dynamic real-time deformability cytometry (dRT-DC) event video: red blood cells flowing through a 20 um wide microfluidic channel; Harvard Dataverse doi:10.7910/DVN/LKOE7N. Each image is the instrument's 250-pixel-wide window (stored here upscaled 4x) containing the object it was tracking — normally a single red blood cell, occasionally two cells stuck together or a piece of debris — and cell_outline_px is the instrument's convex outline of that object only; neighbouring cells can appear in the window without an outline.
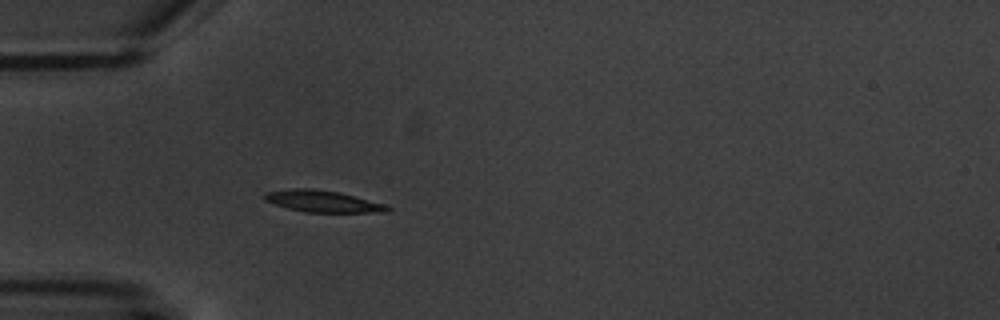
{"species": "common noctule bat (a hibernating species)", "species_latin": "Nyctalus noctula", "temperature_condition": "warm", "stored_images_in_passage": 3, "camera_frame_rate_fps": 3000, "um_per_image_px": 0.085, "animal": {"sex": "male", "body_mass_g": 20.1, "forearm_length_mm": 53.5}, "frame": {"image": 1, "passage_image": 3, "time_ms": 3.333, "image_size_px": [1000, 320], "cell_outline_px": [[392, 208], [388, 212], [304, 212], [288, 208], [264, 200], [264, 192], [292, 188], [312, 188], [340, 192], [384, 204]], "centroid_in_image_um": [27.42, 17.1], "position_along_channel_um": 57.6, "area_um2": 15.49}}